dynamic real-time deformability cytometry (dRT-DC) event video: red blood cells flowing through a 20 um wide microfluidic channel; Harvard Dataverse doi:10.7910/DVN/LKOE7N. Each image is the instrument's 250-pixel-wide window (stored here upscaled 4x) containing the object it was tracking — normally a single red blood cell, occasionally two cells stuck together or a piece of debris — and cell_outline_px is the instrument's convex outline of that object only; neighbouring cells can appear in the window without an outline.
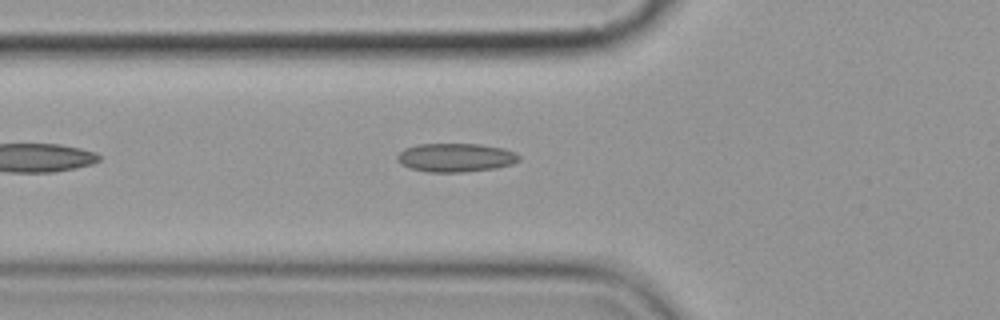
{"species": "common noctule bat (a hibernating species)", "species_latin": "Nyctalus noctula", "temperature_condition": "cold", "stored_images_in_passage": 6, "camera_frame_rate_fps": 3000, "um_per_image_px": 0.085, "animal": {"sex": "female", "body_mass_g": 19.9}, "frame": {"image": 1, "passage_image": 6, "time_ms": 5.667, "image_size_px": [1000, 320], "cell_outline_px": [[520, 160], [512, 164], [496, 168], [464, 172], [428, 172], [412, 168], [400, 164], [396, 160], [396, 156], [404, 148], [416, 144], [480, 144], [504, 148], [516, 152], [520, 156]], "centroid_in_image_um": [38.74, 13.39], "position_along_channel_um": 87.1, "area_um2": 20.52}}